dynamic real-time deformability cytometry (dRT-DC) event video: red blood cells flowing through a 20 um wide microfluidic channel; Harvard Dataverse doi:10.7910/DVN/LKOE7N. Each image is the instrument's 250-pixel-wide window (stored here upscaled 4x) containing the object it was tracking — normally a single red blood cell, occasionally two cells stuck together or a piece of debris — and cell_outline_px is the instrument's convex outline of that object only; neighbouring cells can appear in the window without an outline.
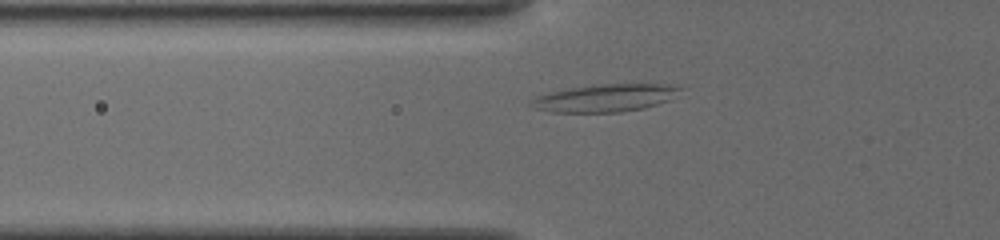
{"species": "common noctule bat (a hibernating species)", "species_latin": "Nyctalus noctula", "temperature_condition": "cold", "stored_images_in_passage": 7, "camera_frame_rate_fps": 3000, "um_per_image_px": 0.085, "animal": {"sex": "female", "body_mass_g": 19.5, "forearm_length_mm": 54.1}, "frame": {"image": 1, "passage_image": 3, "time_ms": 0.667, "image_size_px": [1000, 240], "cell_outline_px": [[680, 88], [668, 100], [644, 108], [620, 112], [552, 112], [536, 108], [528, 104], [536, 96], [568, 88], [592, 84], [632, 80], [668, 84]], "centroid_in_image_um": [51.47, 8.27], "position_along_channel_um": 74.3, "area_um2": 24.68}}
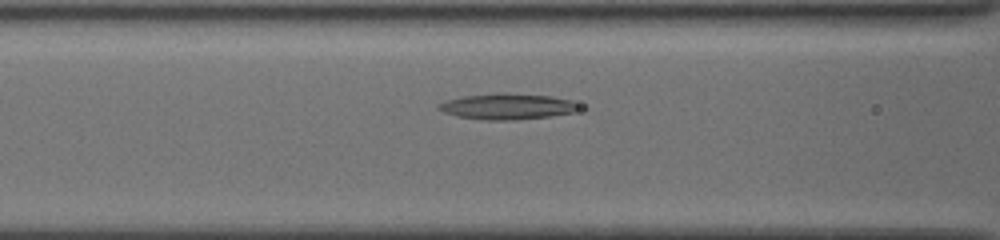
{"frame": {"image": 2, "passage_image": 6, "time_ms": 2.0, "image_size_px": [1000, 240], "cell_outline_px": [[580, 108], [572, 112], [548, 116], [516, 120], [484, 120], [456, 116], [444, 112], [436, 108], [436, 104], [448, 100], [464, 96], [496, 92], [508, 92], [552, 96], [572, 100]], "centroid_in_image_um": [43.08, 9.03], "position_along_channel_um": 123.5, "area_um2": 21.33}}